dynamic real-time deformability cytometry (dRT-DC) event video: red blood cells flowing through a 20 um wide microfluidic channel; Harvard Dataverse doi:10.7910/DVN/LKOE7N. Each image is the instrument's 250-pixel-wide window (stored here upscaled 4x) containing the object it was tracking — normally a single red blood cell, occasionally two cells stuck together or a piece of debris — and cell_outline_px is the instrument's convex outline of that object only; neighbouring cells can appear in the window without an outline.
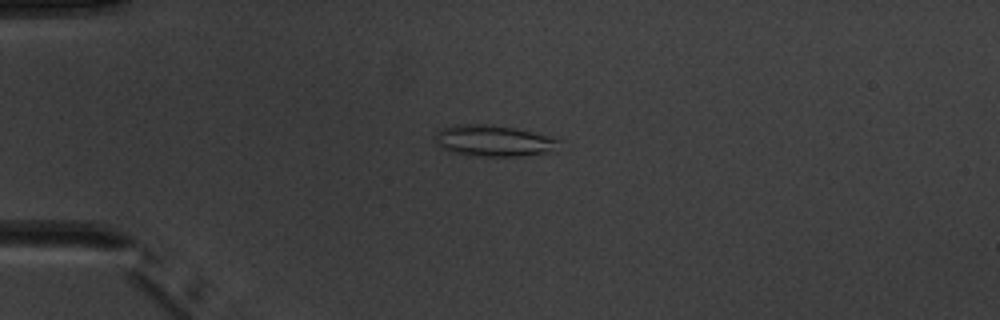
{"species": "common noctule bat (a hibernating species)", "species_latin": "Nyctalus noctula", "temperature_condition": "warm", "stored_images_in_passage": 3, "camera_frame_rate_fps": 3000, "um_per_image_px": 0.085, "animal": {"sex": "male", "body_mass_g": 20.1, "forearm_length_mm": 53.5}, "frame": {"image": 1, "passage_image": 2, "time_ms": 2.0, "image_size_px": [1000, 320], "cell_outline_px": [[560, 140], [556, 152], [520, 156], [476, 156], [452, 152], [444, 148], [436, 140], [436, 132], [440, 128], [460, 124], [484, 124], [516, 128], [548, 136]], "centroid_in_image_um": [42.01, 11.97], "position_along_channel_um": 43.0, "area_um2": 22.48}}